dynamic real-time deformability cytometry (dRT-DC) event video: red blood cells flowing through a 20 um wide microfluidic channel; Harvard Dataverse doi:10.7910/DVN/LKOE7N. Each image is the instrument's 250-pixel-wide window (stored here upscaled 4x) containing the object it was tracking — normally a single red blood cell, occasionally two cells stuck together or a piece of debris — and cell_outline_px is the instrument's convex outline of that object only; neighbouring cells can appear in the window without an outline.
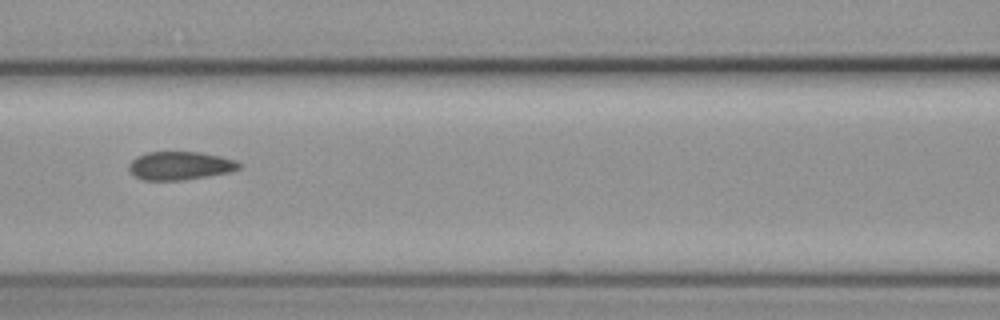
{"species": "common noctule bat (a hibernating species)", "species_latin": "Nyctalus noctula", "temperature_condition": "cold", "stored_images_in_passage": 4, "camera_frame_rate_fps": 3000, "um_per_image_px": 0.085, "animal": {"sex": "female", "body_mass_g": 19.3, "forearm_length_mm": 54.1}, "frame": {"image": 1, "passage_image": 3, "time_ms": 3.0, "image_size_px": [1000, 320], "cell_outline_px": [[244, 164], [240, 168], [228, 172], [208, 176], [180, 180], [144, 180], [128, 172], [128, 164], [136, 156], [148, 152], [200, 152], [220, 156], [236, 160]], "centroid_in_image_um": [15.3, 14.08], "position_along_channel_um": 151.3, "area_um2": 18.26}}
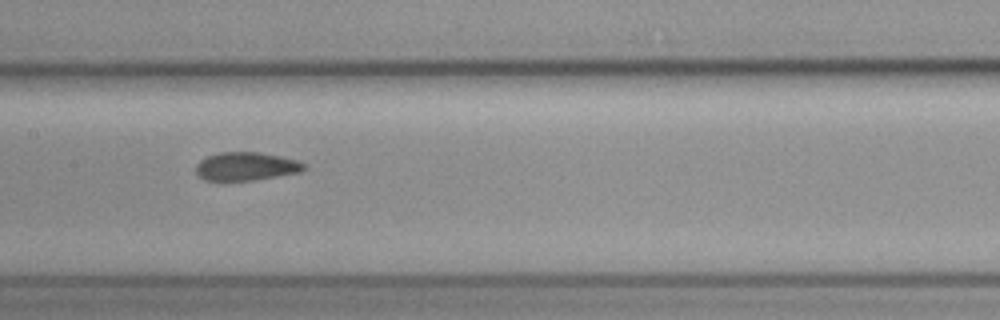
{"frame": {"image": 2, "passage_image": 4, "time_ms": 4.0, "image_size_px": [1000, 320], "cell_outline_px": [[304, 168], [300, 172], [252, 180], [204, 180], [196, 172], [196, 164], [200, 160], [208, 156], [220, 152], [260, 152], [280, 156], [296, 160], [304, 164]], "centroid_in_image_um": [20.89, 14.13], "position_along_channel_um": 186.5, "area_um2": 17.57}}